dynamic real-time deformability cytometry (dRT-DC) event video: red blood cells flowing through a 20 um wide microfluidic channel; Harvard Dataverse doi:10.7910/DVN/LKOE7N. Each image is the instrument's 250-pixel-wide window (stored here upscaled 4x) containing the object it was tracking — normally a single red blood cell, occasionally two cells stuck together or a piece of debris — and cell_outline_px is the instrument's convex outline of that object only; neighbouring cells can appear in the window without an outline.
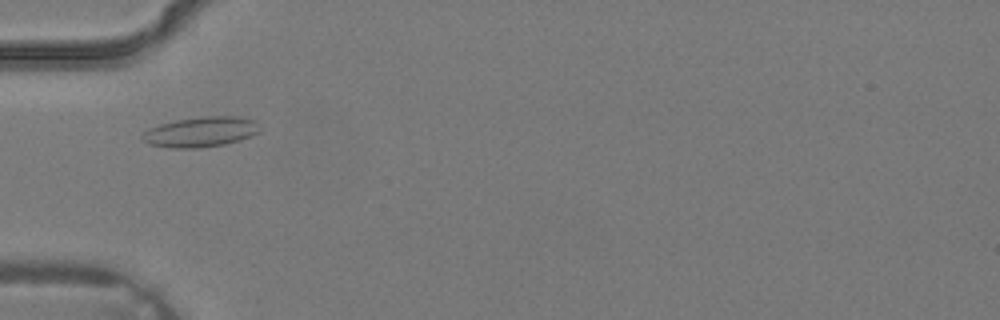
{"species": "common noctule bat (a hibernating species)", "species_latin": "Nyctalus noctula", "temperature_condition": "warm", "stored_images_in_passage": 1, "camera_frame_rate_fps": 3000, "um_per_image_px": 0.085, "animal": {"sex": "male", "body_mass_g": 19.2, "forearm_length_mm": 51.8}, "frame": {"image": 1, "passage_image": 1, "time_ms": 0.0, "image_size_px": [1000, 320], "cell_outline_px": [[260, 132], [252, 136], [240, 140], [224, 144], [200, 148], [172, 148], [148, 144], [140, 136], [148, 128], [160, 124], [176, 120], [200, 116], [240, 116], [256, 120], [260, 128]], "centroid_in_image_um": [17.09, 11.2], "position_along_channel_um": 67.9, "area_um2": 20.92}}